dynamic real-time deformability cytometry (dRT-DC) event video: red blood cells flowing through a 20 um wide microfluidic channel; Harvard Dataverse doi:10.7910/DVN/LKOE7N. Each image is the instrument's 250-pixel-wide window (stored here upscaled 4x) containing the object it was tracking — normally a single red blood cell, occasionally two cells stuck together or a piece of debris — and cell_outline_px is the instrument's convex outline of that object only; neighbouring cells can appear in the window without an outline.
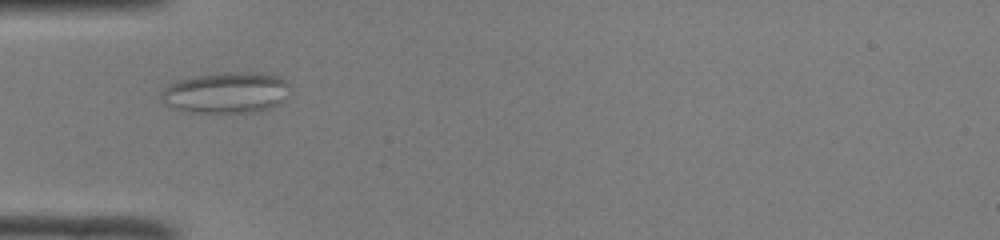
{"species": "common noctule bat (a hibernating species)", "species_latin": "Nyctalus noctula", "temperature_condition": "room temperature", "stored_images_in_passage": 45, "camera_frame_rate_fps": 3000, "um_per_image_px": 0.085, "animal": {"sex": "male", "body_mass_g": 19.0, "forearm_length_mm": 50.8}, "frame": {"image": 1, "passage_image": 11, "time_ms": 3.333, "image_size_px": [1000, 240], "cell_outline_px": [[288, 84], [284, 100], [280, 104], [268, 108], [252, 112], [184, 112], [168, 108], [164, 104], [160, 96], [164, 88], [168, 84], [176, 80], [196, 76], [224, 72], [260, 72], [280, 76]], "centroid_in_image_um": [19.16, 7.87], "position_along_channel_um": 65.8, "area_um2": 31.04}}
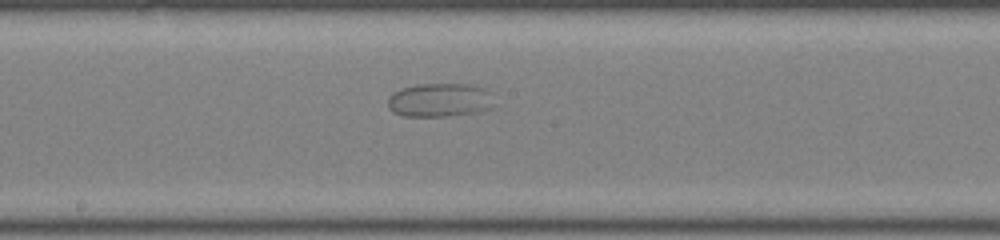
{"frame": {"image": 2, "passage_image": 22, "time_ms": 7.0, "image_size_px": [1000, 240], "cell_outline_px": [[492, 108], [480, 112], [448, 116], [404, 116], [392, 112], [388, 108], [388, 96], [392, 92], [400, 88], [420, 84], [468, 84], [484, 88]], "centroid_in_image_um": [37.27, 8.51], "position_along_channel_um": 210.9, "area_um2": 20.75}}
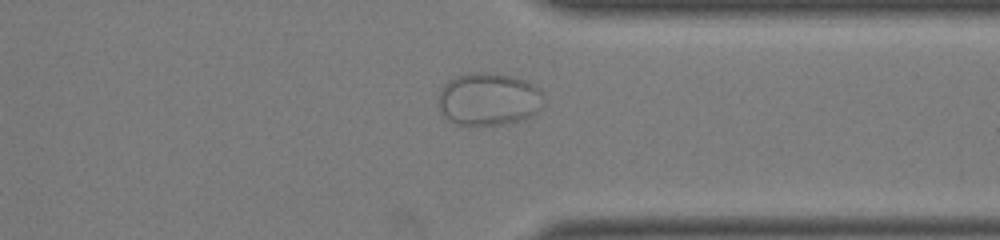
{"frame": {"image": 3, "passage_image": 34, "time_ms": 11.0, "image_size_px": [1000, 240], "cell_outline_px": [[544, 104], [536, 116], [524, 120], [504, 124], [456, 124], [448, 120], [440, 112], [436, 104], [436, 100], [444, 84], [448, 80], [456, 76], [472, 72], [484, 72], [512, 76], [524, 80], [540, 88], [544, 92]], "centroid_in_image_um": [41.56, 8.43], "position_along_channel_um": 369.8, "area_um2": 33.06}}